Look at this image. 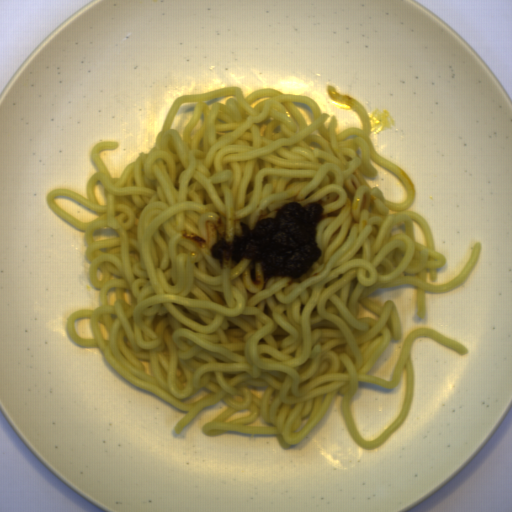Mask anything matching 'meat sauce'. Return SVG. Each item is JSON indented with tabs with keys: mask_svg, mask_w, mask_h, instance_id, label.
<instances>
[{
	"mask_svg": "<svg viewBox=\"0 0 512 512\" xmlns=\"http://www.w3.org/2000/svg\"><path fill=\"white\" fill-rule=\"evenodd\" d=\"M325 210L318 202L302 206L291 202L277 208L274 217L257 220L254 228L241 221L240 233L230 241H216L209 254L220 267L224 257L240 264L250 258V279L256 283L257 263L261 264L265 283L271 278L298 279L320 260L322 251L315 238Z\"/></svg>",
	"mask_w": 512,
	"mask_h": 512,
	"instance_id": "1",
	"label": "meat sauce"
}]
</instances>
